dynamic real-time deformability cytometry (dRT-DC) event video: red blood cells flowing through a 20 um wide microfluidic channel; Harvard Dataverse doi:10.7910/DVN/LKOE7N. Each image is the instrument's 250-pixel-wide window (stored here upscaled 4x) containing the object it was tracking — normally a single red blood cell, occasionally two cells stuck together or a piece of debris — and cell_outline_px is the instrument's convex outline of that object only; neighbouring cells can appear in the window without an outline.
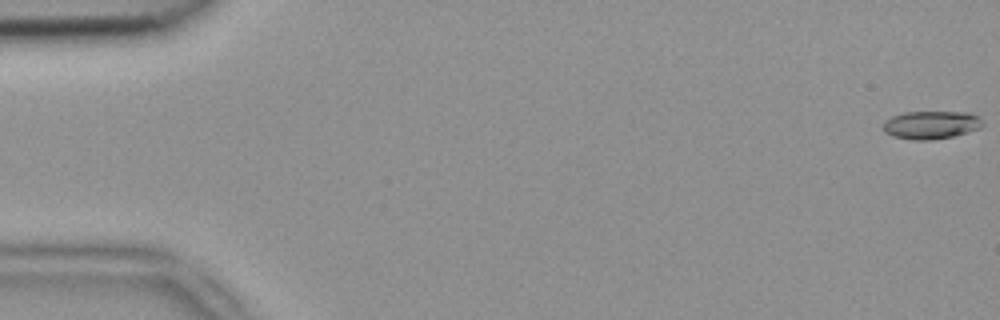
{"species": "common noctule bat (a hibernating species)", "species_latin": "Nyctalus noctula", "temperature_condition": "room temperature", "stored_images_in_passage": 52, "camera_frame_rate_fps": 3000, "um_per_image_px": 0.085, "animal": {"sex": "female", "body_mass_g": 18.4}, "frame": {"image": 1, "passage_image": 1, "time_ms": 0.0, "image_size_px": [1000, 320], "cell_outline_px": [[984, 124], [980, 128], [952, 136], [928, 140], [912, 140], [892, 136], [884, 132], [884, 120], [892, 116], [904, 112], [972, 112]], "centroid_in_image_um": [79.11, 10.61], "position_along_channel_um": 5.9, "area_um2": 16.18}}
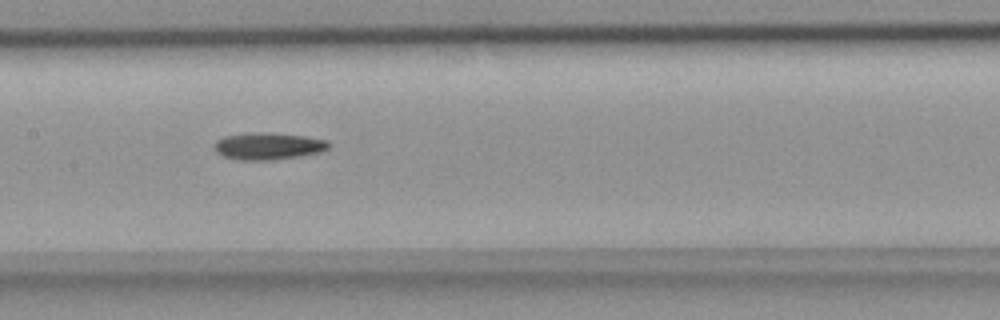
{"frame": {"image": 2, "passage_image": 26, "time_ms": 8.333, "image_size_px": [1000, 320], "cell_outline_px": [[328, 148], [320, 152], [300, 156], [272, 160], [236, 160], [224, 156], [216, 152], [212, 148], [216, 140], [224, 136], [256, 132], [268, 132], [304, 136], [328, 140]], "centroid_in_image_um": [22.75, 12.42], "position_along_channel_um": 184.6, "area_um2": 18.09}}
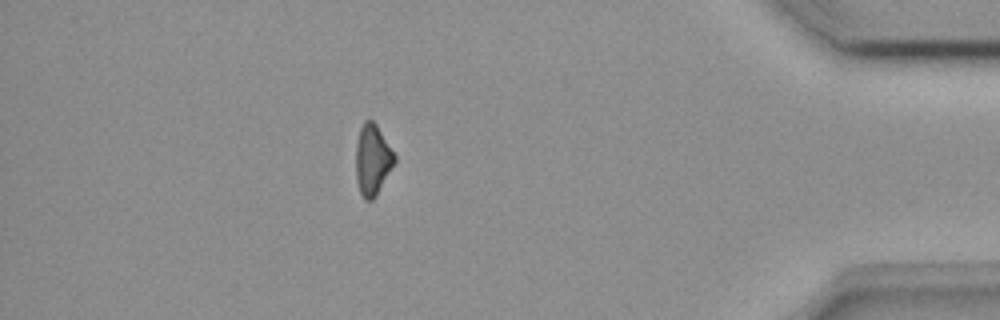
{"frame": {"image": 3, "passage_image": 46, "time_ms": 15.0, "image_size_px": [1000, 320], "cell_outline_px": [[396, 160], [376, 196], [372, 200], [364, 200], [360, 192], [356, 180], [356, 144], [360, 128], [364, 120], [372, 120], [376, 124], [396, 156]], "centroid_in_image_um": [31.65, 13.59], "position_along_channel_um": 403.5, "area_um2": 15.84}}